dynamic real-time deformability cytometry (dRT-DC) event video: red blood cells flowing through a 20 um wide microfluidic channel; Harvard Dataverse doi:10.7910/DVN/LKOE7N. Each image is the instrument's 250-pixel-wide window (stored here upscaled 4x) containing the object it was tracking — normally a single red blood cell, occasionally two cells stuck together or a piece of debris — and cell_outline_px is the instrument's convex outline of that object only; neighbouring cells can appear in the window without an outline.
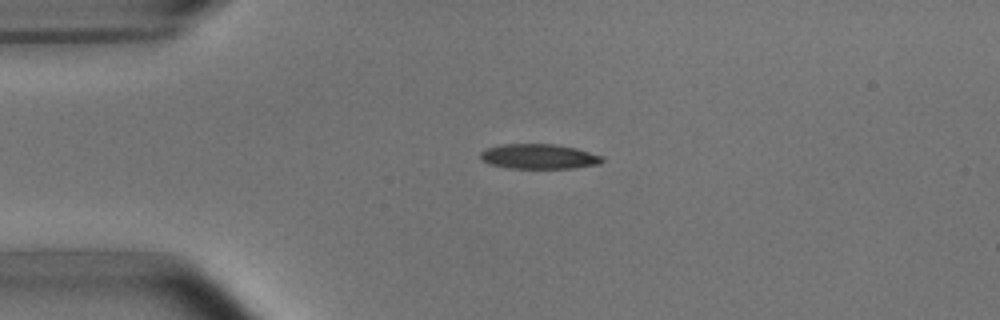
{"species": "common noctule bat (a hibernating species)", "species_latin": "Nyctalus noctula", "temperature_condition": "room temperature", "stored_images_in_passage": 3, "camera_frame_rate_fps": 3000, "um_per_image_px": 0.085, "animal": {"sex": "male", "body_mass_g": 15.6}, "frame": {"image": 1, "passage_image": 1, "time_ms": 0.0, "image_size_px": [1000, 320], "cell_outline_px": [[604, 160], [600, 164], [572, 168], [508, 168], [492, 164], [480, 160], [480, 152], [488, 148], [500, 144], [556, 144], [576, 148], [604, 156]], "centroid_in_image_um": [45.83, 13.3], "position_along_channel_um": 39.2, "area_um2": 17.74}}